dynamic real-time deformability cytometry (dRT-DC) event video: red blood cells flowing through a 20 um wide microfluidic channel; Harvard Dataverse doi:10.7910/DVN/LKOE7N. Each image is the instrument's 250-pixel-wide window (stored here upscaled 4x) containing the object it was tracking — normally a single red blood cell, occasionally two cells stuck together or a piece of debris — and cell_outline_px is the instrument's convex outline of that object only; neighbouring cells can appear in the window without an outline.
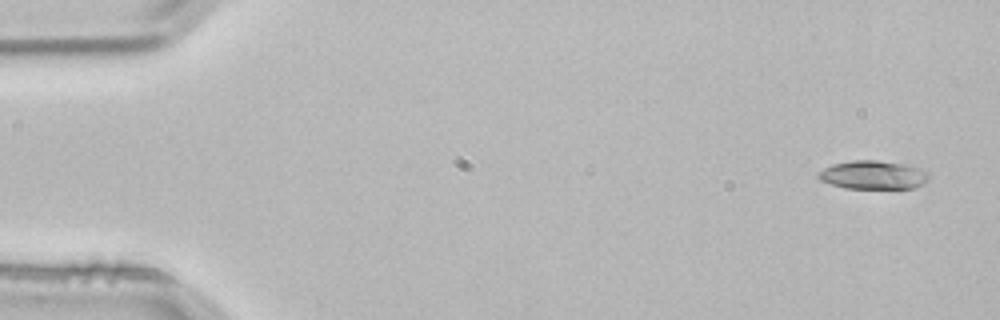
{"species": "common noctule bat (a hibernating species)", "species_latin": "Nyctalus noctula", "temperature_condition": "room temperature", "stored_images_in_passage": 4, "camera_frame_rate_fps": 3000, "um_per_image_px": 0.085, "animal": {"sex": "male", "body_mass_g": 21.5, "forearm_length_mm": 52.0}, "frame": {"image": 1, "passage_image": 1, "time_ms": 0.0, "image_size_px": [1000, 320], "cell_outline_px": [[928, 180], [924, 184], [912, 188], [844, 188], [820, 180], [816, 176], [824, 168], [832, 164], [852, 160], [876, 160], [904, 164], [920, 168], [928, 172]], "centroid_in_image_um": [74.22, 14.86], "position_along_channel_um": 10.8, "area_um2": 18.32}}
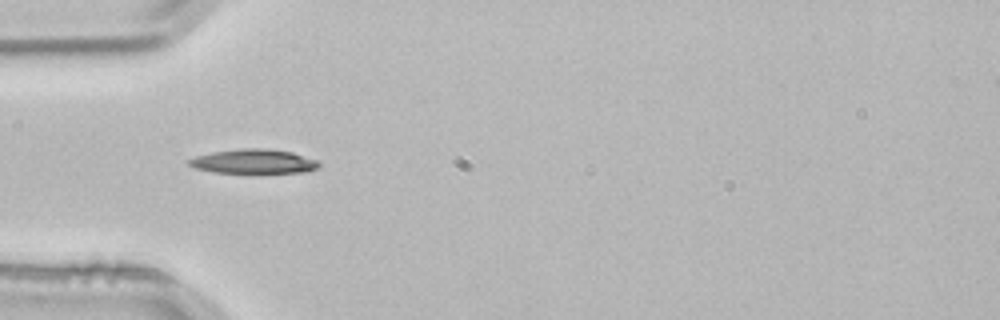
{"frame": {"image": 2, "passage_image": 4, "time_ms": 1.0, "image_size_px": [1000, 320], "cell_outline_px": [[320, 168], [308, 172], [212, 172], [196, 168], [188, 164], [188, 160], [196, 156], [212, 152], [240, 148], [268, 148], [292, 152], [320, 160]], "centroid_in_image_um": [21.63, 13.71], "position_along_channel_um": 63.4, "area_um2": 18.5}}